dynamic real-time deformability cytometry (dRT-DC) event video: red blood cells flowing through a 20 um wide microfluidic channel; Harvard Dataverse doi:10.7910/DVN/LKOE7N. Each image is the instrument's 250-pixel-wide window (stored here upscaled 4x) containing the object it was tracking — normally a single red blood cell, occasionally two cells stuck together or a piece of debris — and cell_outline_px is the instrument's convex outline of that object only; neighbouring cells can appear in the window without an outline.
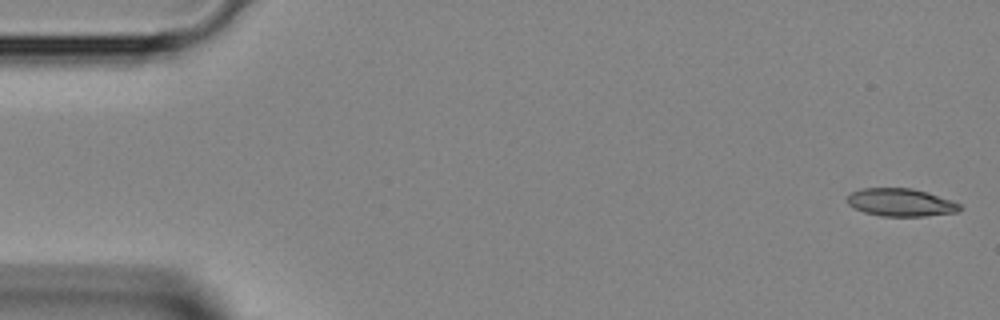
{"species": "Egyptian fruit bat (a non-hibernating species)", "species_latin": "Rousettus aegyptiacus", "temperature_condition": "room temperature", "stored_images_in_passage": 43, "camera_frame_rate_fps": 3000, "um_per_image_px": 0.085, "animal": {"sex": "female"}, "frame": {"image": 1, "passage_image": 1, "time_ms": 0.0, "image_size_px": [1000, 320], "cell_outline_px": [[964, 208], [956, 212], [924, 216], [880, 216], [864, 212], [848, 204], [848, 196], [852, 192], [860, 188], [912, 188], [928, 192], [952, 200], [960, 204]], "centroid_in_image_um": [76.6, 17.2], "position_along_channel_um": 8.4, "area_um2": 18.26}}
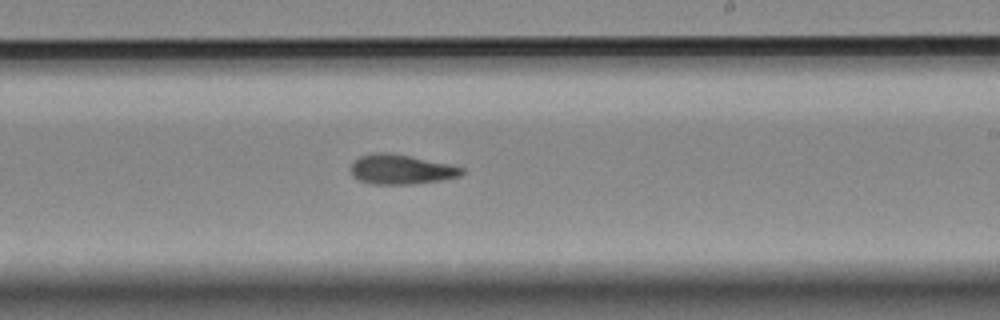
{"frame": {"image": 2, "passage_image": 25, "time_ms": 8.0, "image_size_px": [1000, 320], "cell_outline_px": [[464, 172], [460, 176], [440, 180], [412, 184], [372, 184], [360, 180], [352, 176], [352, 164], [360, 156], [376, 152], [388, 152], [448, 164], [464, 168]], "centroid_in_image_um": [34.08, 14.4], "position_along_channel_um": 254.9, "area_um2": 18.9}}
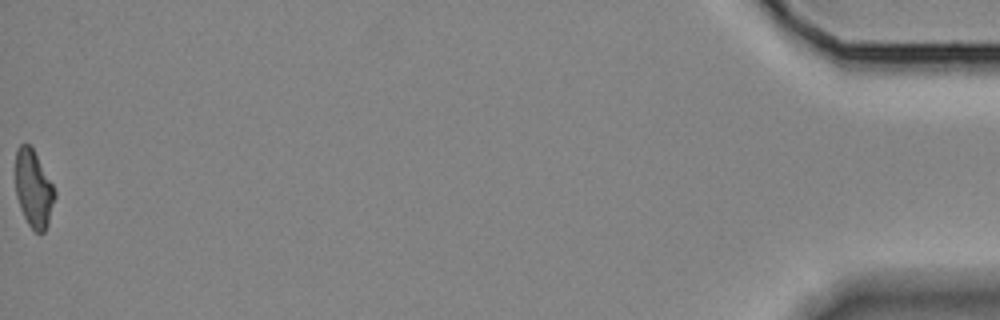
{"frame": {"image": 3, "passage_image": 43, "time_ms": 14.0, "image_size_px": [1000, 320], "cell_outline_px": [[56, 196], [48, 224], [44, 232], [36, 232], [28, 224], [20, 208], [16, 196], [16, 148], [20, 144], [28, 144], [32, 148], [52, 184], [56, 192]], "centroid_in_image_um": [2.85, 16.07], "position_along_channel_um": 432.4, "area_um2": 17.46}}